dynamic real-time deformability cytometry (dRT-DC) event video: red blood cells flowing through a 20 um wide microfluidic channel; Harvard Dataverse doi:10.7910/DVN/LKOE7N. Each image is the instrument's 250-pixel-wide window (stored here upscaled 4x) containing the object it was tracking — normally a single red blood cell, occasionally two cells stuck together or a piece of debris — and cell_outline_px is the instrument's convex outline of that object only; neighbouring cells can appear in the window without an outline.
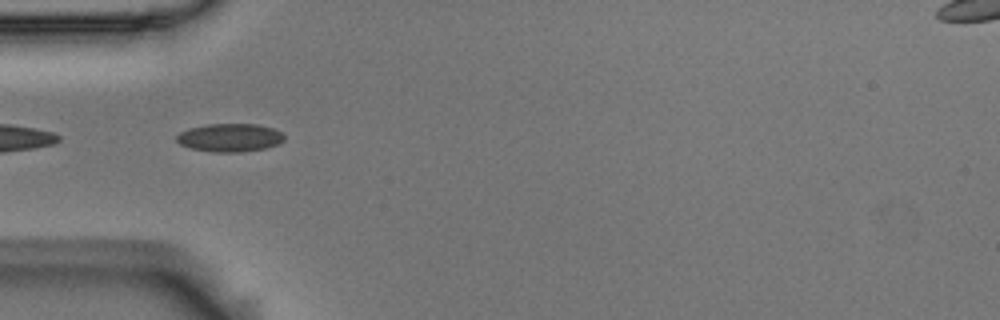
{"species": "Egyptian fruit bat (a non-hibernating species)", "species_latin": "Rousettus aegyptiacus", "temperature_condition": "room temperature", "stored_images_in_passage": 40, "camera_frame_rate_fps": 3000, "um_per_image_px": 0.085, "animal": {"sex": "male"}, "frame": {"image": 1, "passage_image": 2, "time_ms": 0.333, "image_size_px": [1000, 320], "cell_outline_px": [[284, 140], [276, 144], [264, 148], [240, 152], [212, 152], [192, 148], [180, 144], [176, 140], [176, 136], [180, 132], [188, 128], [208, 124], [256, 124], [272, 128], [280, 132], [284, 136]], "centroid_in_image_um": [19.5, 11.69], "position_along_channel_um": 65.5, "area_um2": 17.51}}
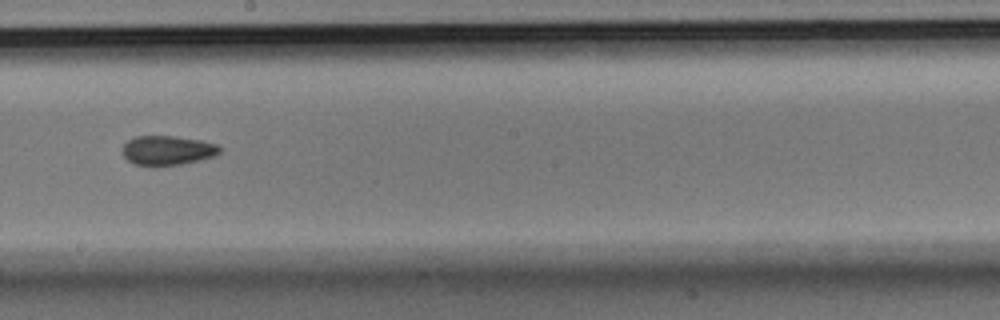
{"frame": {"image": 2, "passage_image": 16, "time_ms": 5.0, "image_size_px": [1000, 320], "cell_outline_px": [[224, 148], [216, 156], [200, 160], [180, 164], [152, 168], [136, 164], [128, 160], [124, 156], [124, 144], [128, 140], [136, 136], [172, 136], [200, 140], [216, 144]], "centroid_in_image_um": [14.27, 12.81], "position_along_channel_um": 233.9, "area_um2": 16.94}}
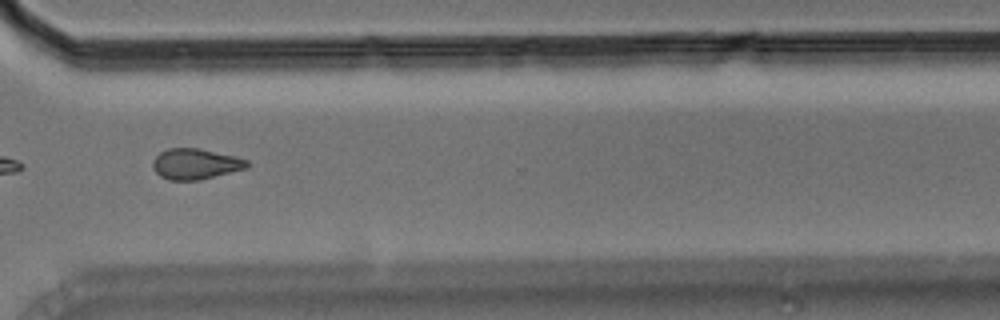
{"frame": {"image": 3, "passage_image": 26, "time_ms": 8.333, "image_size_px": [1000, 320], "cell_outline_px": [[248, 168], [200, 180], [168, 180], [160, 176], [152, 168], [152, 160], [160, 152], [168, 148], [200, 148], [236, 156], [248, 160]], "centroid_in_image_um": [16.61, 13.93], "position_along_channel_um": 354.0, "area_um2": 17.05}, "authors_computed_cell_mechanics": {"area_um2": 16.8487, "velocity_mm_per_s": 3.6015, "shape_relaxation_time_tau1_ms": 9.7256, "shape_relaxation_time_tau2_ms": 4.7946, "deformation_change_tau1": 0.1365, "deformation_change_tau2": 0.1032}}